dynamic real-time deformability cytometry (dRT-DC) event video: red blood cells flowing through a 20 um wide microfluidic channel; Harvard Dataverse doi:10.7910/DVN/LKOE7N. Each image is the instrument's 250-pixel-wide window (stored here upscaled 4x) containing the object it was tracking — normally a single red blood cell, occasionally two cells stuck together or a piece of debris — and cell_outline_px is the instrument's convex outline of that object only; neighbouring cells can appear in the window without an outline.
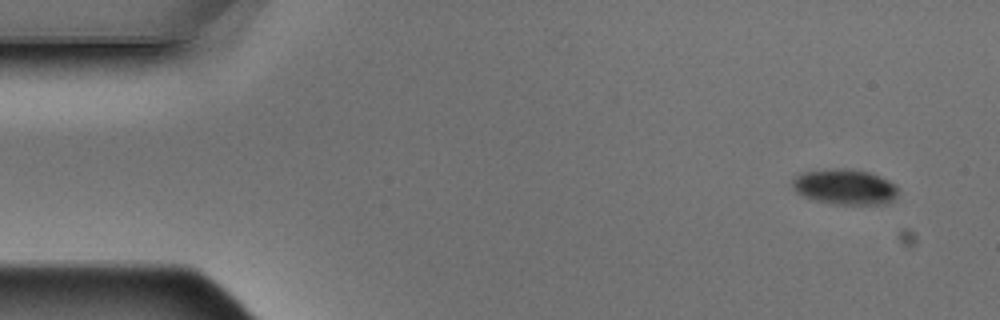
{"species": "Egyptian fruit bat (a non-hibernating species)", "species_latin": "Rousettus aegyptiacus", "temperature_condition": "warm", "stored_images_in_passage": 14, "camera_frame_rate_fps": 3000, "um_per_image_px": 0.085, "animal": {"sex": "male"}, "frame": {"image": 1, "passage_image": 1, "time_ms": 0.0, "image_size_px": [1000, 320], "cell_outline_px": [[896, 196], [888, 204], [836, 204], [816, 200], [804, 196], [796, 192], [792, 184], [792, 180], [800, 172], [832, 168], [852, 168], [872, 172], [896, 184]], "centroid_in_image_um": [71.82, 15.86], "position_along_channel_um": 13.2, "area_um2": 22.02}}
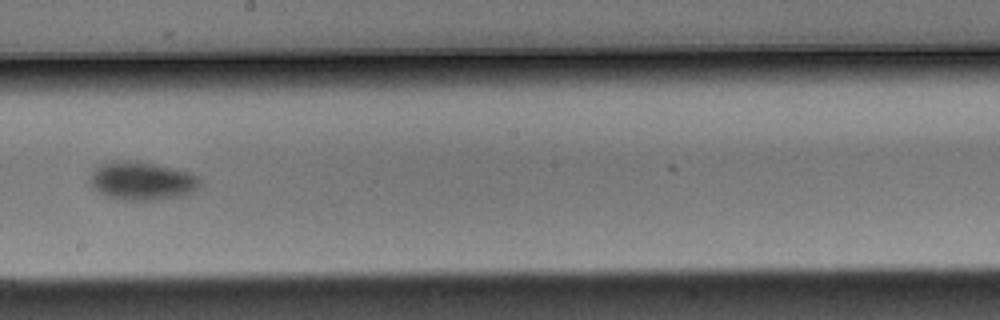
{"frame": {"image": 2, "passage_image": 8, "time_ms": 2.333, "image_size_px": [1000, 320], "cell_outline_px": [[204, 188], [188, 196], [156, 200], [116, 200], [104, 196], [92, 188], [88, 184], [88, 180], [92, 172], [100, 164], [112, 160], [136, 160], [180, 168], [192, 172], [200, 176], [204, 180]], "centroid_in_image_um": [12.18, 15.38], "position_along_channel_um": 236.0, "area_um2": 26.3}}
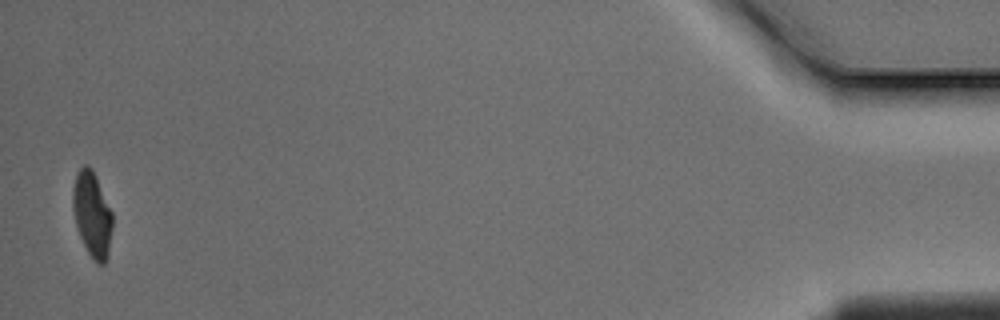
{"frame": {"image": 3, "passage_image": 14, "time_ms": 4.333, "image_size_px": [1000, 320], "cell_outline_px": [[112, 228], [108, 256], [104, 264], [96, 264], [88, 252], [80, 236], [76, 224], [72, 208], [72, 188], [76, 176], [80, 168], [84, 164], [88, 164], [92, 168], [96, 176], [112, 212]], "centroid_in_image_um": [7.83, 18.21], "position_along_channel_um": 427.4, "area_um2": 19.71}}